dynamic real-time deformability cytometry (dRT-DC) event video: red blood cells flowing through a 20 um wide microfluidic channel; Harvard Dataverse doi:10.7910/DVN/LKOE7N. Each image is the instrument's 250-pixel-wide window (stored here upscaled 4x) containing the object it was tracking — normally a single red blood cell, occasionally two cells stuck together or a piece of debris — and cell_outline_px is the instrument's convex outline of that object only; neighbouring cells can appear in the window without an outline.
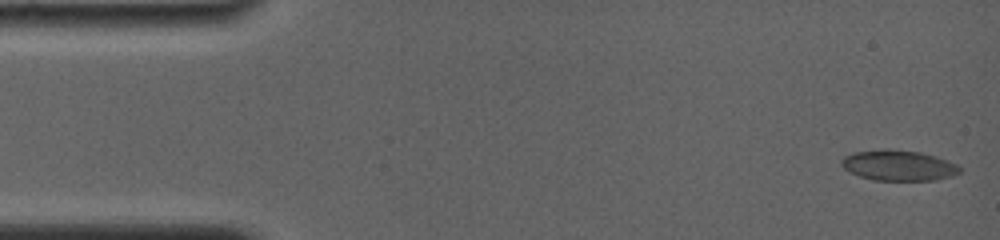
{"species": "common noctule bat (a hibernating species)", "species_latin": "Nyctalus noctula", "temperature_condition": "room temperature", "stored_images_in_passage": 12, "camera_frame_rate_fps": 4000, "um_per_image_px": 0.085, "animal": {"sex": "female", "body_mass_g": 19.0, "forearm_length_mm": 56.7}, "frame": {"image": 1, "passage_image": 1, "time_ms": 0.0, "image_size_px": [1000, 240], "cell_outline_px": [[960, 172], [952, 176], [936, 180], [876, 180], [860, 176], [848, 172], [840, 164], [840, 160], [844, 156], [852, 152], [888, 148], [920, 152], [936, 156], [956, 164], [960, 168]], "centroid_in_image_um": [76.33, 14.05], "position_along_channel_um": 8.7, "area_um2": 21.15}}
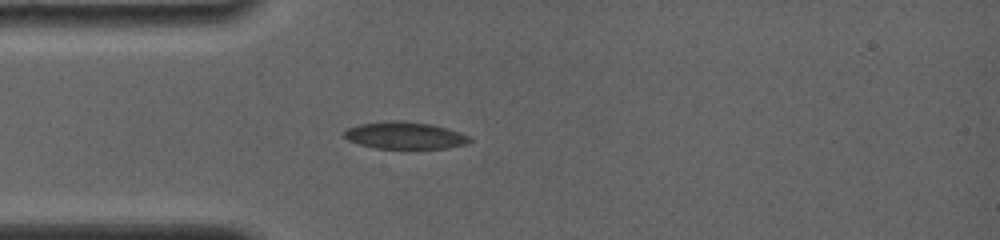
{"frame": {"image": 2, "passage_image": 10, "time_ms": 4.0, "image_size_px": [1000, 240], "cell_outline_px": [[472, 140], [468, 144], [444, 148], [376, 148], [360, 144], [348, 140], [344, 136], [344, 132], [348, 128], [360, 124], [392, 120], [396, 120], [432, 124], [468, 136]], "centroid_in_image_um": [34.39, 11.51], "position_along_channel_um": 50.6, "area_um2": 19.42}}
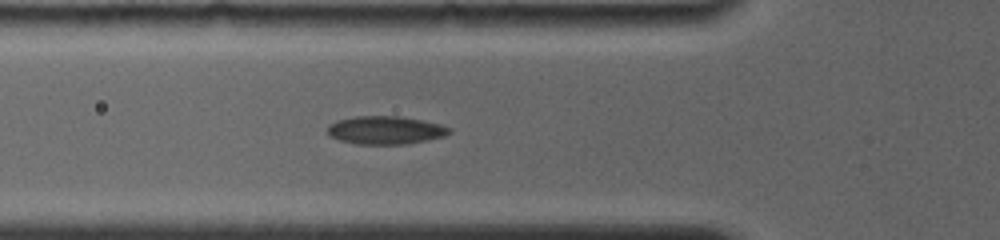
{"frame": {"image": 3, "passage_image": 12, "time_ms": 5.25, "image_size_px": [1000, 240], "cell_outline_px": [[452, 132], [444, 136], [404, 144], [356, 144], [340, 140], [332, 136], [328, 132], [328, 124], [336, 120], [356, 116], [400, 116], [440, 124], [452, 128]], "centroid_in_image_um": [32.76, 11.05], "position_along_channel_um": 93.0, "area_um2": 19.83}}